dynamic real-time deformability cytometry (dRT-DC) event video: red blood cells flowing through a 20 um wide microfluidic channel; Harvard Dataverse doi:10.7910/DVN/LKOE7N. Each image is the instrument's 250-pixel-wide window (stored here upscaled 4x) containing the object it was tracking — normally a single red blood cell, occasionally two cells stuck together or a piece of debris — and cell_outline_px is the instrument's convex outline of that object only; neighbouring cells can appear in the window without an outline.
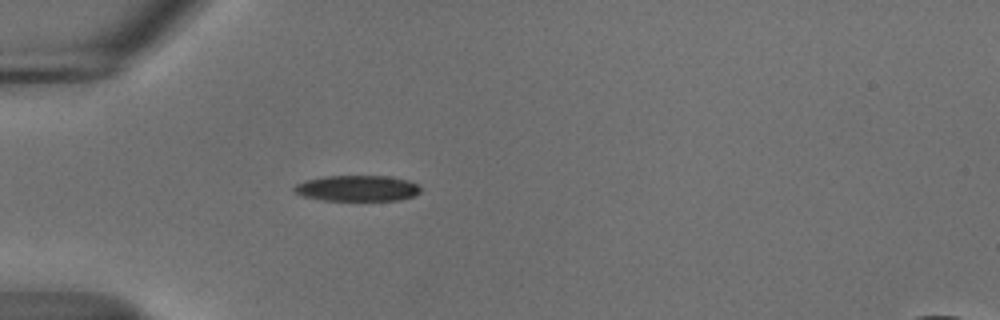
{"species": "common noctule bat (a hibernating species)", "species_latin": "Nyctalus noctula", "temperature_condition": "cold", "stored_images_in_passage": 30, "camera_frame_rate_fps": 3000, "um_per_image_px": 0.085, "animal": {"sex": "male", "body_mass_g": 18.8}, "frame": {"image": 1, "passage_image": 1, "time_ms": 0.0, "image_size_px": [1000, 320], "cell_outline_px": [[420, 192], [412, 196], [400, 200], [324, 200], [300, 196], [292, 188], [296, 184], [304, 180], [324, 176], [388, 176], [408, 180], [416, 184], [420, 188]], "centroid_in_image_um": [30.33, 16.0], "position_along_channel_um": 54.7, "area_um2": 19.02}}
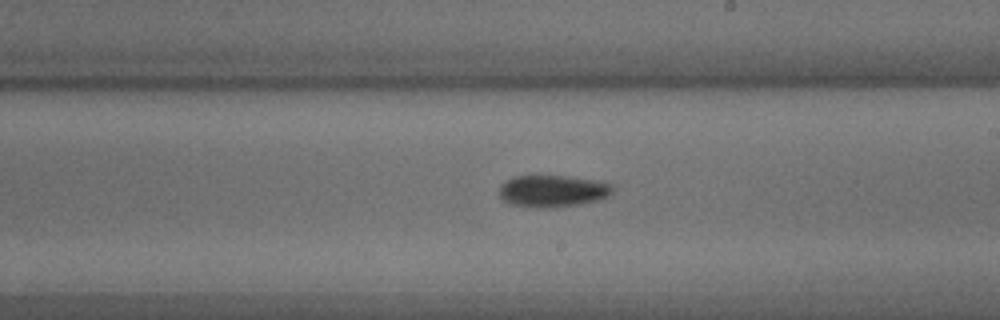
{"frame": {"image": 2, "passage_image": 17, "time_ms": 5.333, "image_size_px": [1000, 320], "cell_outline_px": [[612, 192], [608, 196], [600, 200], [580, 204], [552, 208], [536, 208], [512, 204], [504, 200], [500, 196], [500, 188], [512, 176], [568, 176], [604, 180], [612, 184]], "centroid_in_image_um": [47.06, 16.23], "position_along_channel_um": 241.9, "area_um2": 21.27}}
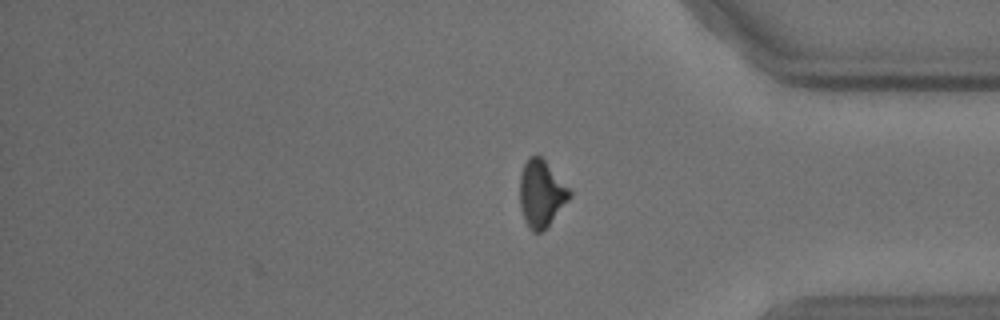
{"frame": {"image": 3, "passage_image": 30, "time_ms": 9.667, "image_size_px": [1000, 320], "cell_outline_px": [[572, 196], [548, 224], [540, 232], [532, 232], [528, 228], [524, 220], [520, 204], [520, 176], [524, 164], [528, 156], [540, 156], [544, 160], [572, 192]], "centroid_in_image_um": [45.99, 16.45], "position_along_channel_um": 389.2, "area_um2": 19.02}, "authors_computed_cell_mechanics": {"area_um2": 20.1433, "velocity_mm_per_s": 3.7037, "shape_relaxation_time_tau1_ms": 2.5353, "shape_relaxation_time_tau2_ms": null, "deformation_change_tau1": 0.1259, "deformation_change_tau2": null}}